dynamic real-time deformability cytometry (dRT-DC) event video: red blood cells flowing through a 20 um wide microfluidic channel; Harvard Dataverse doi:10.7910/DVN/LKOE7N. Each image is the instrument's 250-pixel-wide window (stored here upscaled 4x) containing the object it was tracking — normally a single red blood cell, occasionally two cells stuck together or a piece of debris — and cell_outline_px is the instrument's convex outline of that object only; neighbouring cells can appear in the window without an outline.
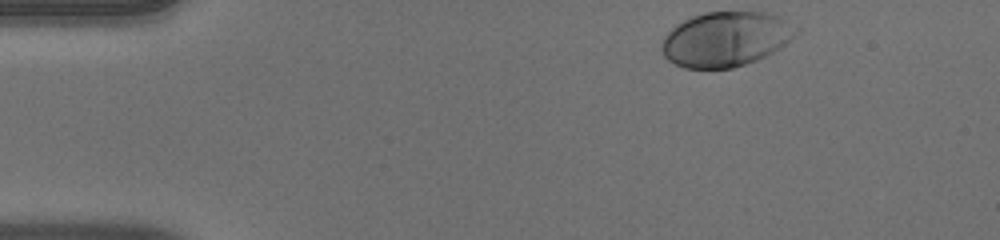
{"species": "human", "species_latin": "Homo sapiens", "temperature_condition": "warm", "stored_images_in_passage": 37, "camera_frame_rate_fps": 3000, "um_per_image_px": 0.085, "donor": {"sex": "male"}, "frame": {"image": 1, "passage_image": 1, "time_ms": 0.0, "image_size_px": [1000, 240], "cell_outline_px": [[800, 32], [780, 48], [756, 60], [732, 68], [684, 68], [668, 60], [664, 56], [660, 48], [660, 44], [664, 36], [676, 24], [692, 16], [704, 12], [764, 12], [780, 16], [800, 28]], "centroid_in_image_um": [61.7, 3.31], "position_along_channel_um": 23.3, "area_um2": 43.12}}
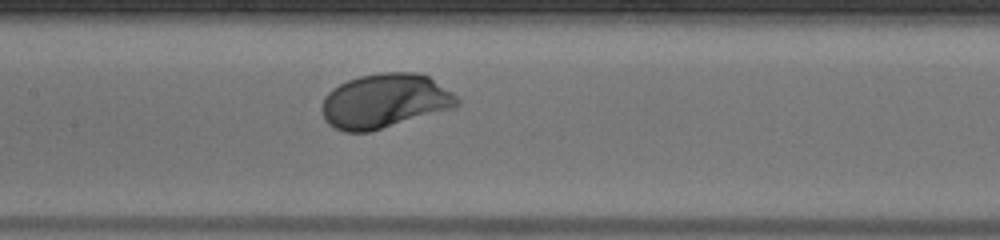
{"frame": {"image": 2, "passage_image": 19, "time_ms": 6.0, "image_size_px": [1000, 240], "cell_outline_px": [[460, 104], [456, 108], [368, 132], [344, 132], [328, 124], [324, 120], [320, 108], [324, 96], [332, 88], [348, 80], [360, 76], [380, 72], [416, 72], [428, 76], [452, 92], [460, 100]], "centroid_in_image_um": [32.7, 8.59], "position_along_channel_um": 174.7, "area_um2": 43.18}}
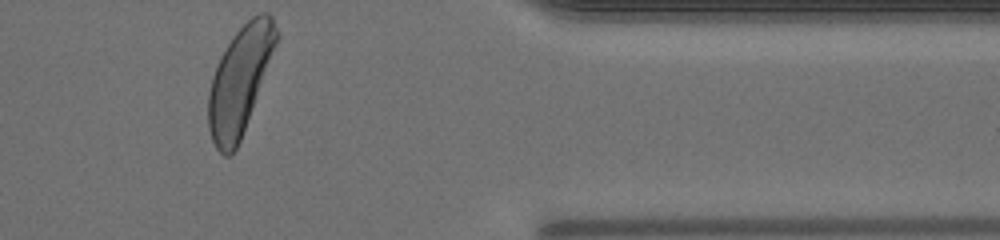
{"frame": {"image": 3, "passage_image": 37, "time_ms": 12.0, "image_size_px": [1000, 240], "cell_outline_px": [[280, 36], [240, 140], [236, 148], [228, 156], [224, 156], [216, 148], [212, 140], [208, 128], [208, 92], [212, 76], [216, 64], [220, 56], [232, 36], [252, 16], [260, 12], [268, 12], [272, 16]], "centroid_in_image_um": [20.38, 6.81], "position_along_channel_um": 391.0, "area_um2": 42.37}, "authors_computed_cell_mechanics": {"area_um2": 41.8472, "velocity_mm_per_s": 3.9525, "shape_relaxation_time_tau1_ms": 1.3093, "shape_relaxation_time_tau2_ms": null, "deformation_change_tau1": 0.1416, "deformation_change_tau2": null}}